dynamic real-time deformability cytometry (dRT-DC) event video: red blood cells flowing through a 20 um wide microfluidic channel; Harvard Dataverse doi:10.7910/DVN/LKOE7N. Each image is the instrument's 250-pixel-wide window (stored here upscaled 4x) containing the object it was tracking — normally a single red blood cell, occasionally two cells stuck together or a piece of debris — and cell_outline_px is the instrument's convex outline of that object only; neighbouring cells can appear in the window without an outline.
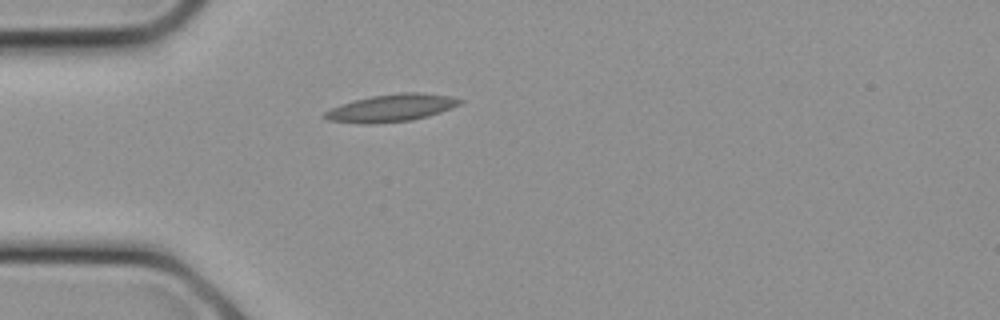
{"species": "common noctule bat (a hibernating species)", "species_latin": "Nyctalus noctula", "temperature_condition": "cold", "stored_images_in_passage": 3, "camera_frame_rate_fps": 3000, "um_per_image_px": 0.085, "animal": {"sex": "female", "body_mass_g": 21.9}, "frame": {"image": 1, "passage_image": 1, "time_ms": 0.0, "image_size_px": [1000, 320], "cell_outline_px": [[464, 100], [460, 104], [440, 112], [428, 116], [412, 120], [372, 124], [364, 124], [328, 120], [320, 116], [324, 112], [340, 104], [372, 96], [400, 92], [420, 92], [452, 96]], "centroid_in_image_um": [33.26, 9.17], "position_along_channel_um": 51.7, "area_um2": 21.62}}
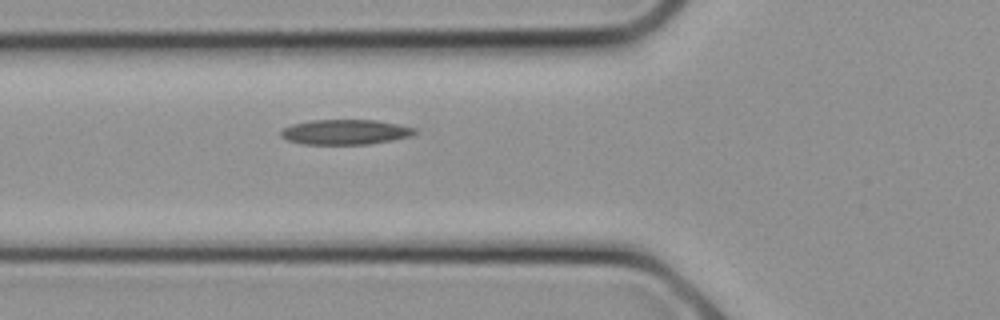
{"frame": {"image": 2, "passage_image": 3, "time_ms": 0.667, "image_size_px": [1000, 320], "cell_outline_px": [[416, 132], [412, 136], [392, 140], [368, 144], [300, 144], [288, 140], [280, 136], [280, 132], [284, 128], [292, 124], [308, 120], [376, 120], [416, 128]], "centroid_in_image_um": [29.32, 11.22], "position_along_channel_um": 96.5, "area_um2": 19.54}}